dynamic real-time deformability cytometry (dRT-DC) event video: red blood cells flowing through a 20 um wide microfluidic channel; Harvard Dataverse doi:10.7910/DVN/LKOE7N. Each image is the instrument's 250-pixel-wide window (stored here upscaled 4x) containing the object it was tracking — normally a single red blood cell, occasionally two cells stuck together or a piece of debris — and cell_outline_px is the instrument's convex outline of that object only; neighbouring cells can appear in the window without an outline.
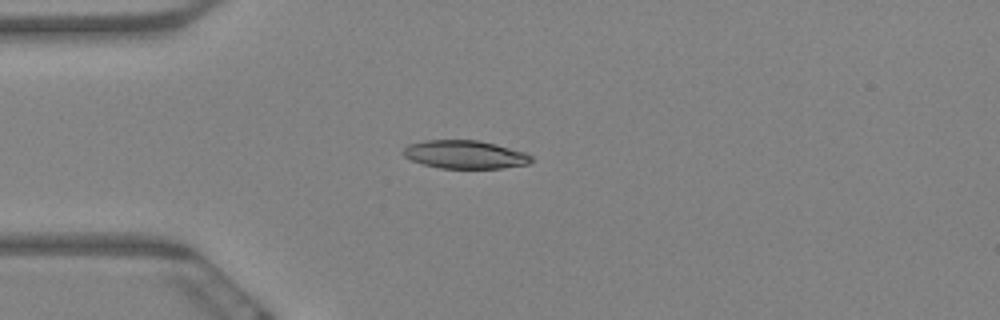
{"species": "Egyptian fruit bat (a non-hibernating species)", "species_latin": "Rousettus aegyptiacus", "temperature_condition": "warm", "stored_images_in_passage": 7, "camera_frame_rate_fps": 3000, "um_per_image_px": 0.085, "animal": {"sex": "female"}, "frame": {"image": 1, "passage_image": 4, "time_ms": 1.0, "image_size_px": [1000, 320], "cell_outline_px": [[532, 160], [528, 164], [500, 168], [440, 168], [424, 164], [412, 160], [404, 156], [400, 152], [408, 144], [424, 140], [476, 140], [496, 144], [524, 152], [532, 156]], "centroid_in_image_um": [39.49, 13.13], "position_along_channel_um": 45.5, "area_um2": 20.98}}
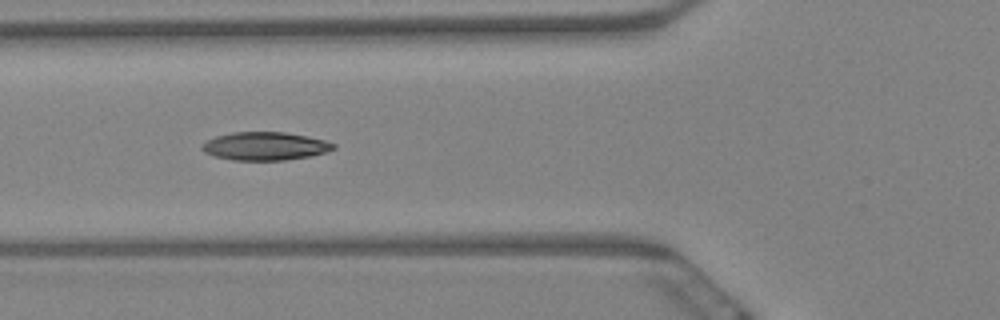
{"frame": {"image": 2, "passage_image": 6, "time_ms": 1.667, "image_size_px": [1000, 320], "cell_outline_px": [[336, 148], [324, 152], [308, 156], [284, 160], [232, 160], [216, 156], [204, 152], [200, 148], [200, 144], [216, 136], [232, 132], [284, 132], [308, 136], [324, 140], [336, 144]], "centroid_in_image_um": [22.5, 12.41], "position_along_channel_um": 103.3, "area_um2": 21.5}}
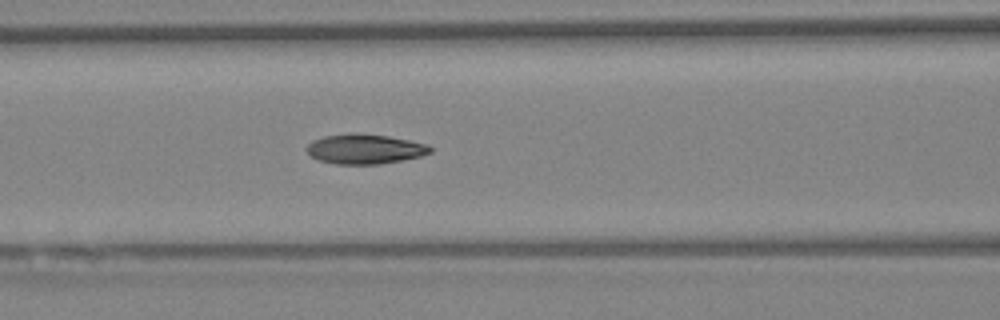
{"frame": {"image": 3, "passage_image": 7, "time_ms": 2.0, "image_size_px": [1000, 320], "cell_outline_px": [[432, 152], [420, 156], [404, 160], [380, 164], [336, 164], [320, 160], [312, 156], [308, 152], [308, 144], [312, 140], [324, 136], [352, 132], [388, 136], [428, 144], [432, 148]], "centroid_in_image_um": [31.04, 12.66], "position_along_channel_um": 135.6, "area_um2": 21.44}}